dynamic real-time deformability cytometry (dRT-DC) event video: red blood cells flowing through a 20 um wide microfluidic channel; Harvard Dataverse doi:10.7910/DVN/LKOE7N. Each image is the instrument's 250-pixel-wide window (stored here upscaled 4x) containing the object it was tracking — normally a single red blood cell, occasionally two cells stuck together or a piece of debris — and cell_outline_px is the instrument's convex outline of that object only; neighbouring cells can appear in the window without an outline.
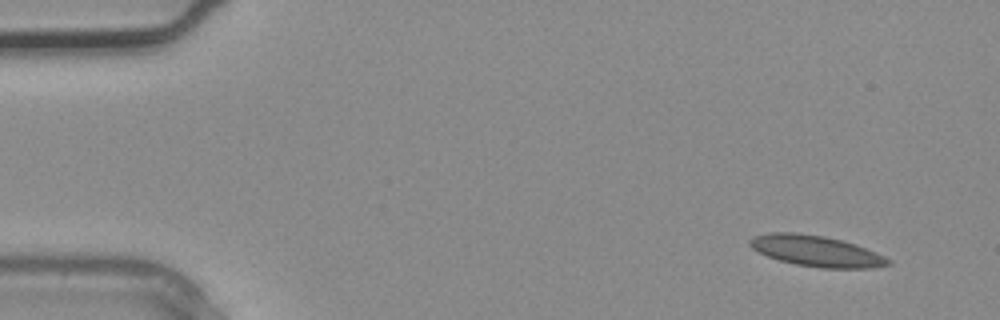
{"species": "common noctule bat (a hibernating species)", "species_latin": "Nyctalus noctula", "temperature_condition": "warm", "stored_images_in_passage": 3, "camera_frame_rate_fps": 3000, "um_per_image_px": 0.085, "animal": {"sex": "male", "body_mass_g": 20.4}, "frame": {"image": 1, "passage_image": 1, "time_ms": 0.0, "image_size_px": [1000, 320], "cell_outline_px": [[892, 264], [872, 268], [820, 268], [796, 264], [780, 260], [768, 256], [752, 248], [748, 244], [748, 240], [752, 236], [768, 232], [796, 232], [824, 236], [856, 244], [876, 252], [892, 260]], "centroid_in_image_um": [69.38, 21.33], "position_along_channel_um": 15.6, "area_um2": 25.03}}